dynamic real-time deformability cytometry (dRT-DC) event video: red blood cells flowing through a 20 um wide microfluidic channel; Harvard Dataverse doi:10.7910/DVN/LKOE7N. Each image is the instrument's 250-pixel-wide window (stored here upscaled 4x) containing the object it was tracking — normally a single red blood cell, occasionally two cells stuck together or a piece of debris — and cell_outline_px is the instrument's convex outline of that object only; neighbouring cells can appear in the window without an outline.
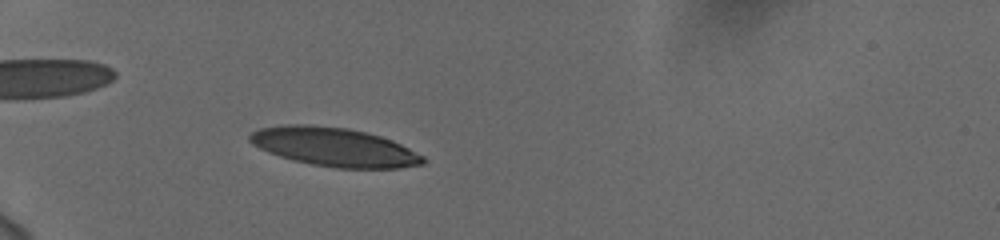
{"species": "human", "species_latin": "Homo sapiens", "temperature_condition": "cold", "stored_images_in_passage": 45, "camera_frame_rate_fps": 3000, "um_per_image_px": 0.085, "donor": {"sex": "female"}, "frame": {"image": 1, "passage_image": 8, "time_ms": 2.333, "image_size_px": [1000, 240], "cell_outline_px": [[428, 160], [424, 164], [400, 168], [336, 168], [312, 164], [292, 160], [268, 152], [252, 144], [248, 140], [248, 136], [252, 132], [260, 128], [284, 124], [308, 124], [348, 128], [380, 136], [392, 140], [424, 156]], "centroid_in_image_um": [28.41, 12.49], "position_along_channel_um": 56.6, "area_um2": 39.19}}
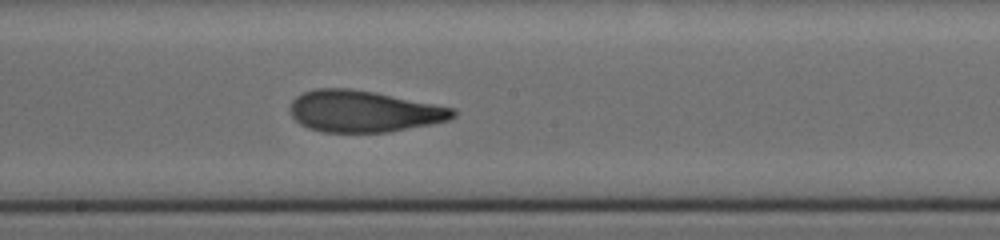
{"frame": {"image": 2, "passage_image": 23, "time_ms": 7.333, "image_size_px": [1000, 240], "cell_outline_px": [[456, 116], [448, 120], [432, 124], [388, 132], [320, 132], [308, 128], [300, 124], [288, 112], [292, 100], [296, 96], [304, 92], [316, 88], [348, 88], [376, 92], [456, 108]], "centroid_in_image_um": [30.9, 9.46], "position_along_channel_um": 217.3, "area_um2": 39.77}}
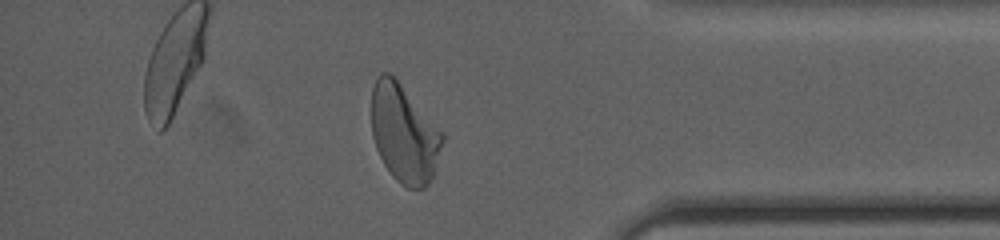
{"frame": {"image": 3, "passage_image": 39, "time_ms": 12.667, "image_size_px": [1000, 240], "cell_outline_px": [[444, 140], [432, 176], [428, 184], [424, 188], [408, 188], [400, 184], [392, 176], [384, 164], [376, 148], [372, 136], [372, 88], [376, 76], [380, 72], [388, 72], [400, 84], [444, 136]], "centroid_in_image_um": [34.31, 11.38], "position_along_channel_um": 400.9, "area_um2": 39.71}, "authors_computed_cell_mechanics": {"area_um2": 39.4774, "velocity_mm_per_s": 3.7405, "shape_relaxation_time_tau1_ms": 5.8674, "shape_relaxation_time_tau2_ms": 1.2563, "deformation_change_tau1": 0.2319, "deformation_change_tau2": 0.078}}